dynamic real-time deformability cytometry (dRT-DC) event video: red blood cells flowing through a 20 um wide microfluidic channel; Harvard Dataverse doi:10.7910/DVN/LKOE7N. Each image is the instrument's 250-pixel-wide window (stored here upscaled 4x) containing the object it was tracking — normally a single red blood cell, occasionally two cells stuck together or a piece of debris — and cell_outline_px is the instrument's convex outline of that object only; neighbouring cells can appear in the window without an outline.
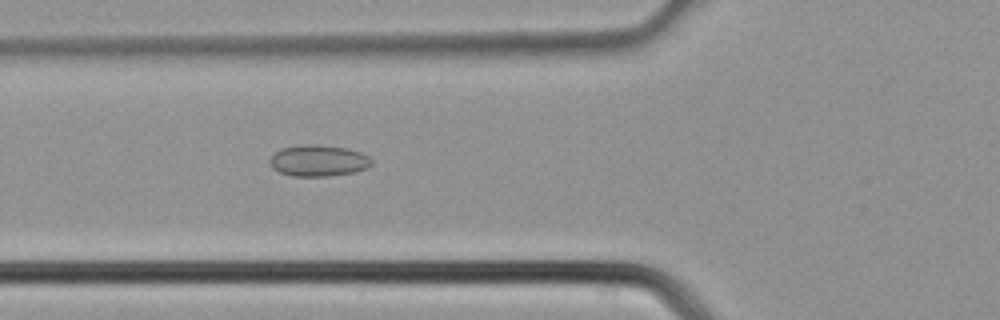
{"species": "common noctule bat (a hibernating species)", "species_latin": "Nyctalus noctula", "temperature_condition": "cold", "stored_images_in_passage": 4, "camera_frame_rate_fps": 3000, "um_per_image_px": 0.085, "animal": {"sex": "male", "body_mass_g": 21.5, "forearm_length_mm": 52.0}, "frame": {"image": 1, "passage_image": 4, "time_ms": 1.0, "image_size_px": [1000, 320], "cell_outline_px": [[372, 164], [368, 168], [356, 172], [328, 176], [292, 176], [280, 172], [272, 168], [268, 160], [280, 148], [300, 144], [316, 144], [348, 148], [360, 152], [368, 156], [372, 160]], "centroid_in_image_um": [27.07, 13.65], "position_along_channel_um": 98.7, "area_um2": 18.84}}